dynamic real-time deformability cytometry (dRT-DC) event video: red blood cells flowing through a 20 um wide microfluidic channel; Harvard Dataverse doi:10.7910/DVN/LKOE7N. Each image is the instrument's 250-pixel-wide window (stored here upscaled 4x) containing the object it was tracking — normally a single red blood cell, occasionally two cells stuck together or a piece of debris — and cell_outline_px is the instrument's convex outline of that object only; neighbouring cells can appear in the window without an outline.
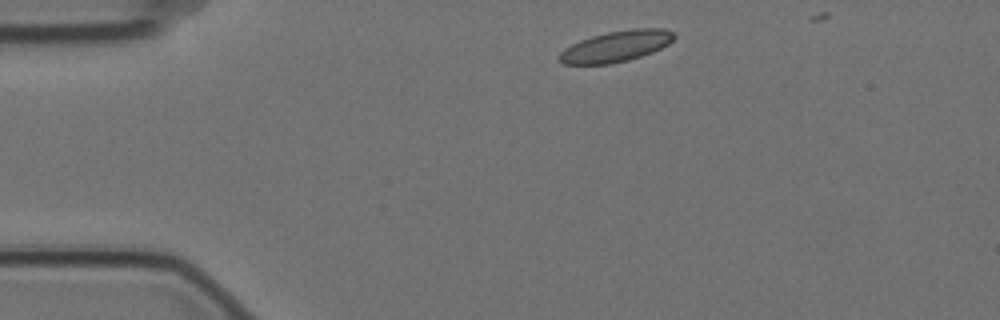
{"species": "Egyptian fruit bat (a non-hibernating species)", "species_latin": "Rousettus aegyptiacus", "temperature_condition": "cold", "stored_images_in_passage": 40, "camera_frame_rate_fps": 3000, "um_per_image_px": 0.085, "animal": {"sex": "female"}, "frame": {"image": 1, "passage_image": 1, "time_ms": 0.0, "image_size_px": [1000, 320], "cell_outline_px": [[676, 36], [668, 44], [652, 52], [628, 60], [608, 64], [564, 64], [556, 56], [564, 48], [580, 40], [592, 36], [608, 32], [636, 28], [664, 28], [672, 32]], "centroid_in_image_um": [52.35, 3.93], "position_along_channel_um": 32.7, "area_um2": 20.58}}
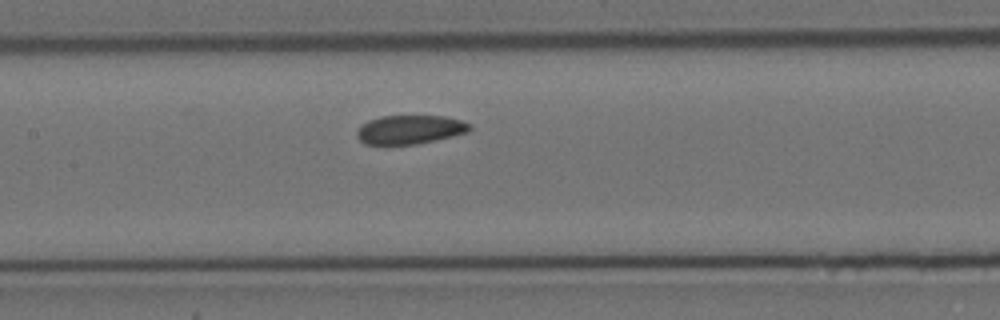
{"frame": {"image": 2, "passage_image": 17, "time_ms": 5.333, "image_size_px": [1000, 320], "cell_outline_px": [[472, 128], [468, 132], [452, 136], [416, 144], [384, 148], [364, 144], [356, 136], [356, 132], [360, 124], [368, 120], [380, 116], [444, 116], [464, 120], [472, 124]], "centroid_in_image_um": [34.77, 11.05], "position_along_channel_um": 172.6, "area_um2": 19.88}}
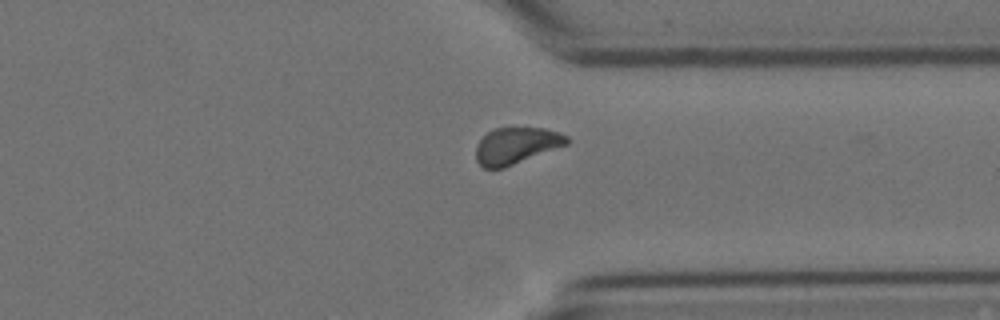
{"frame": {"image": 3, "passage_image": 34, "time_ms": 11.0, "image_size_px": [1000, 320], "cell_outline_px": [[568, 144], [504, 168], [484, 168], [476, 160], [476, 144], [488, 132], [496, 128], [544, 128], [560, 132], [568, 136]], "centroid_in_image_um": [43.89, 12.38], "position_along_channel_um": 367.5, "area_um2": 19.25}}